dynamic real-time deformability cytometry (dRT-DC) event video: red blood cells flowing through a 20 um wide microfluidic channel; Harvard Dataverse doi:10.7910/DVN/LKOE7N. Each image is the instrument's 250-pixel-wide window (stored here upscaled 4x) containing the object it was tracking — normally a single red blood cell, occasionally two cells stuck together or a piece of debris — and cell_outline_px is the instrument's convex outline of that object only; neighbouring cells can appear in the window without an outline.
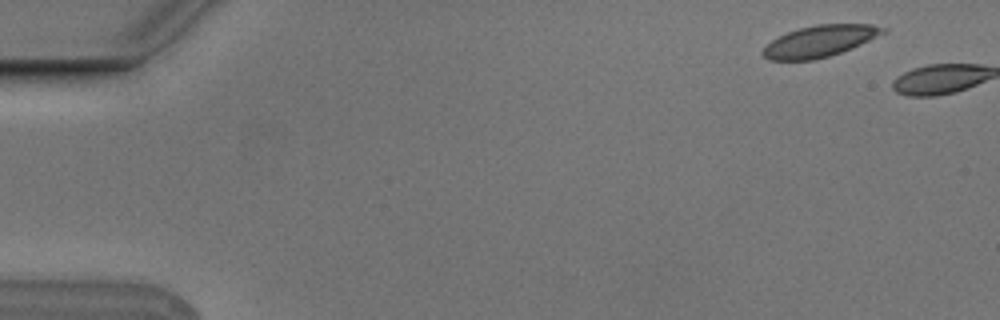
{"species": "Egyptian fruit bat (a non-hibernating species)", "species_latin": "Rousettus aegyptiacus", "temperature_condition": "cold", "stored_images_in_passage": 2, "camera_frame_rate_fps": 3000, "um_per_image_px": 0.085, "animal": {"sex": "male"}, "frame": {"image": 1, "passage_image": 1, "time_ms": 0.0, "image_size_px": [1000, 320], "cell_outline_px": [[888, 32], [852, 48], [828, 56], [812, 60], [768, 60], [760, 52], [772, 40], [788, 32], [800, 28], [816, 24], [872, 24], [888, 28]], "centroid_in_image_um": [69.72, 3.49], "position_along_channel_um": 15.3, "area_um2": 21.96}}